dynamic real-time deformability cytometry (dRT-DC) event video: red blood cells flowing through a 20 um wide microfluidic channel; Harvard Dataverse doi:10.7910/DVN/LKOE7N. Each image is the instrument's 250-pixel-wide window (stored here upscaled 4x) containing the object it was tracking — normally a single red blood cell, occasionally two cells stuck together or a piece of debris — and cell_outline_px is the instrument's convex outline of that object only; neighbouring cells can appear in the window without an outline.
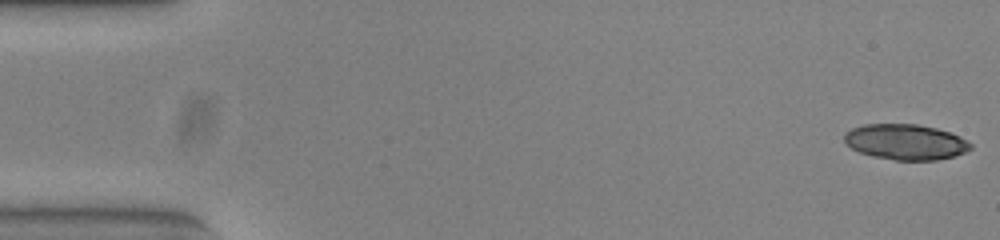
{"species": "common noctule bat (a hibernating species)", "species_latin": "Nyctalus noctula", "temperature_condition": "warm", "stored_images_in_passage": 40, "camera_frame_rate_fps": 3000, "um_per_image_px": 0.085, "animal": {"sex": "female", "body_mass_g": 23.0, "forearm_length_mm": 53.4}, "frame": {"image": 1, "passage_image": 1, "time_ms": 0.0, "image_size_px": [1000, 240], "cell_outline_px": [[972, 148], [964, 152], [952, 156], [936, 160], [896, 160], [872, 156], [860, 152], [852, 148], [844, 140], [844, 132], [852, 128], [864, 124], [916, 124], [936, 128], [960, 136], [968, 140], [972, 144]], "centroid_in_image_um": [76.97, 12.06], "position_along_channel_um": 8.0, "area_um2": 26.07}}
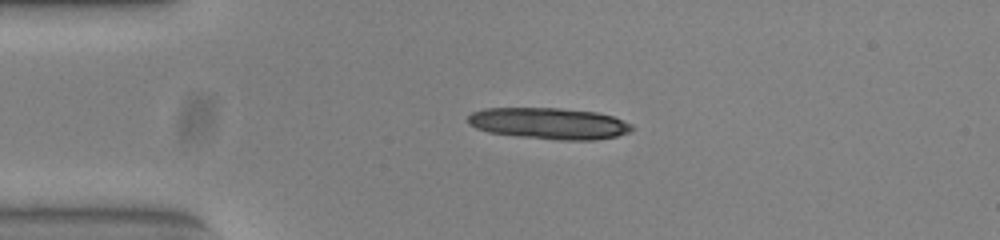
{"frame": {"image": 2, "passage_image": 12, "time_ms": 3.667, "image_size_px": [1000, 240], "cell_outline_px": [[632, 128], [628, 132], [616, 136], [596, 140], [556, 140], [520, 136], [488, 132], [476, 128], [468, 124], [468, 116], [472, 112], [484, 108], [560, 108], [596, 112], [612, 116], [632, 124]], "centroid_in_image_um": [46.65, 10.49], "position_along_channel_um": 38.4, "area_um2": 29.94}}